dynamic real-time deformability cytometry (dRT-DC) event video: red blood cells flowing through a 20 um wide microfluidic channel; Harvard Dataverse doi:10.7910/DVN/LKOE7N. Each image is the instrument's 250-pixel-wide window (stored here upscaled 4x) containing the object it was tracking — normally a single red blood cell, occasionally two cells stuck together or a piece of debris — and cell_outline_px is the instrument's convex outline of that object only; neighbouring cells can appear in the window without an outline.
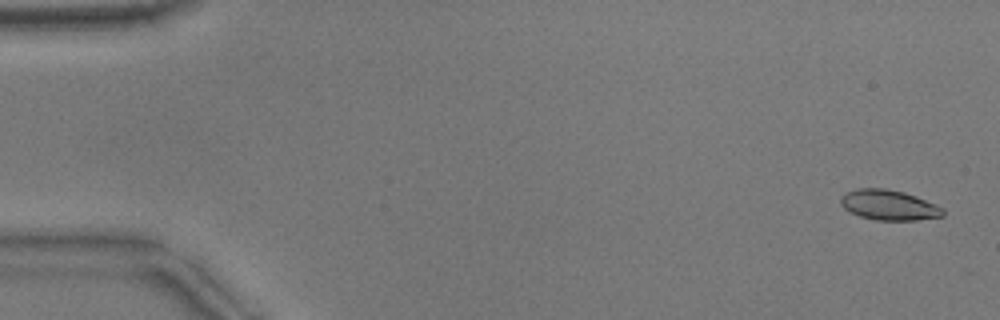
{"species": "common noctule bat (a hibernating species)", "species_latin": "Nyctalus noctula", "temperature_condition": "warm", "stored_images_in_passage": 9, "camera_frame_rate_fps": 3000, "um_per_image_px": 0.085, "animal": {"sex": "male", "body_mass_g": 17.9}, "frame": {"image": 1, "passage_image": 2, "time_ms": 0.333, "image_size_px": [1000, 320], "cell_outline_px": [[944, 216], [916, 220], [876, 220], [860, 216], [844, 208], [840, 204], [840, 196], [856, 188], [884, 188], [904, 192], [916, 196], [944, 208]], "centroid_in_image_um": [75.56, 17.42], "position_along_channel_um": 9.4, "area_um2": 17.98}}